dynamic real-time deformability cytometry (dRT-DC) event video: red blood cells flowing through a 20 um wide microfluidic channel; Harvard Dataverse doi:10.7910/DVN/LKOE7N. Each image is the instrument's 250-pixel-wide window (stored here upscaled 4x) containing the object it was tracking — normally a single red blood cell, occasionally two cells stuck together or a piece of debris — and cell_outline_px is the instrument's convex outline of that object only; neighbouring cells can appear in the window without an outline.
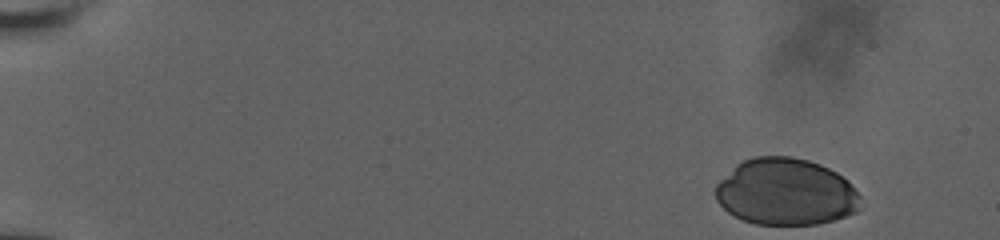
{"species": "human", "species_latin": "Homo sapiens", "temperature_condition": "room temperature", "stored_images_in_passage": 47, "camera_frame_rate_fps": 3000, "um_per_image_px": 0.085, "donor": {"sex": "male"}, "frame": {"image": 1, "passage_image": 1, "time_ms": 0.0, "image_size_px": [1000, 240], "cell_outline_px": [[860, 208], [856, 212], [832, 220], [816, 224], [756, 224], [744, 220], [728, 212], [716, 200], [716, 184], [736, 164], [752, 156], [792, 156], [808, 160], [820, 164], [836, 172], [848, 180], [860, 196]], "centroid_in_image_um": [66.8, 16.3], "position_along_channel_um": 18.2, "area_um2": 56.36}}